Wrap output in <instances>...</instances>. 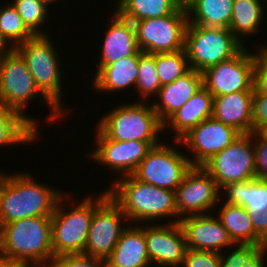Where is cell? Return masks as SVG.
Segmentation results:
<instances>
[{
    "instance_id": "obj_1",
    "label": "cell",
    "mask_w": 267,
    "mask_h": 267,
    "mask_svg": "<svg viewBox=\"0 0 267 267\" xmlns=\"http://www.w3.org/2000/svg\"><path fill=\"white\" fill-rule=\"evenodd\" d=\"M23 173L0 172V226L24 218L52 216L64 194L36 182L30 172Z\"/></svg>"
},
{
    "instance_id": "obj_2",
    "label": "cell",
    "mask_w": 267,
    "mask_h": 267,
    "mask_svg": "<svg viewBox=\"0 0 267 267\" xmlns=\"http://www.w3.org/2000/svg\"><path fill=\"white\" fill-rule=\"evenodd\" d=\"M116 179L108 188V193L121 207L130 224H150L153 220L156 223V220H166V217L173 219L167 223H179L174 191L142 182L133 175Z\"/></svg>"
},
{
    "instance_id": "obj_3",
    "label": "cell",
    "mask_w": 267,
    "mask_h": 267,
    "mask_svg": "<svg viewBox=\"0 0 267 267\" xmlns=\"http://www.w3.org/2000/svg\"><path fill=\"white\" fill-rule=\"evenodd\" d=\"M0 255L25 267H46L54 256L51 216L30 217L0 226Z\"/></svg>"
},
{
    "instance_id": "obj_4",
    "label": "cell",
    "mask_w": 267,
    "mask_h": 267,
    "mask_svg": "<svg viewBox=\"0 0 267 267\" xmlns=\"http://www.w3.org/2000/svg\"><path fill=\"white\" fill-rule=\"evenodd\" d=\"M107 191V192H106ZM61 196L51 216V237L53 255L83 254L88 238L93 211L109 196L108 190L96 197H88L66 208L64 202L70 194ZM66 195V196H65ZM64 203V204H63ZM64 205V206H63ZM74 206V207H73Z\"/></svg>"
},
{
    "instance_id": "obj_5",
    "label": "cell",
    "mask_w": 267,
    "mask_h": 267,
    "mask_svg": "<svg viewBox=\"0 0 267 267\" xmlns=\"http://www.w3.org/2000/svg\"><path fill=\"white\" fill-rule=\"evenodd\" d=\"M40 97V105L49 106L51 112L46 122L63 119L61 113L37 88L34 79L21 54L12 48L10 51L0 55V99L7 106L17 110L26 116L37 128L38 119L28 116L25 111L29 100ZM62 117V118H61ZM36 119V120H34ZM52 120V121H51Z\"/></svg>"
},
{
    "instance_id": "obj_6",
    "label": "cell",
    "mask_w": 267,
    "mask_h": 267,
    "mask_svg": "<svg viewBox=\"0 0 267 267\" xmlns=\"http://www.w3.org/2000/svg\"><path fill=\"white\" fill-rule=\"evenodd\" d=\"M51 39L49 35H35L17 45L15 49L25 60L40 92L65 115L68 109H64V101L62 103L64 80L60 69L65 64H61L60 54L57 53L58 50L55 49L56 46Z\"/></svg>"
},
{
    "instance_id": "obj_7",
    "label": "cell",
    "mask_w": 267,
    "mask_h": 267,
    "mask_svg": "<svg viewBox=\"0 0 267 267\" xmlns=\"http://www.w3.org/2000/svg\"><path fill=\"white\" fill-rule=\"evenodd\" d=\"M136 102L116 105L98 120L97 128L107 138L114 140L160 142L159 134L164 133L163 124L152 103Z\"/></svg>"
},
{
    "instance_id": "obj_8",
    "label": "cell",
    "mask_w": 267,
    "mask_h": 267,
    "mask_svg": "<svg viewBox=\"0 0 267 267\" xmlns=\"http://www.w3.org/2000/svg\"><path fill=\"white\" fill-rule=\"evenodd\" d=\"M243 47L229 28L187 25L184 49L190 68L198 72L232 58Z\"/></svg>"
},
{
    "instance_id": "obj_9",
    "label": "cell",
    "mask_w": 267,
    "mask_h": 267,
    "mask_svg": "<svg viewBox=\"0 0 267 267\" xmlns=\"http://www.w3.org/2000/svg\"><path fill=\"white\" fill-rule=\"evenodd\" d=\"M202 167L215 180L219 190L227 184L257 178L253 133L239 135Z\"/></svg>"
},
{
    "instance_id": "obj_10",
    "label": "cell",
    "mask_w": 267,
    "mask_h": 267,
    "mask_svg": "<svg viewBox=\"0 0 267 267\" xmlns=\"http://www.w3.org/2000/svg\"><path fill=\"white\" fill-rule=\"evenodd\" d=\"M163 143L152 147L132 175L142 182L175 191L192 165L186 153Z\"/></svg>"
},
{
    "instance_id": "obj_11",
    "label": "cell",
    "mask_w": 267,
    "mask_h": 267,
    "mask_svg": "<svg viewBox=\"0 0 267 267\" xmlns=\"http://www.w3.org/2000/svg\"><path fill=\"white\" fill-rule=\"evenodd\" d=\"M187 25V11L181 9L164 17L136 21L138 48L150 54L184 50Z\"/></svg>"
},
{
    "instance_id": "obj_12",
    "label": "cell",
    "mask_w": 267,
    "mask_h": 267,
    "mask_svg": "<svg viewBox=\"0 0 267 267\" xmlns=\"http://www.w3.org/2000/svg\"><path fill=\"white\" fill-rule=\"evenodd\" d=\"M246 47L232 58L202 72L203 86L213 96L253 92L254 52Z\"/></svg>"
},
{
    "instance_id": "obj_13",
    "label": "cell",
    "mask_w": 267,
    "mask_h": 267,
    "mask_svg": "<svg viewBox=\"0 0 267 267\" xmlns=\"http://www.w3.org/2000/svg\"><path fill=\"white\" fill-rule=\"evenodd\" d=\"M174 192L179 222L182 218L208 214L218 208L220 190L202 166H192Z\"/></svg>"
},
{
    "instance_id": "obj_14",
    "label": "cell",
    "mask_w": 267,
    "mask_h": 267,
    "mask_svg": "<svg viewBox=\"0 0 267 267\" xmlns=\"http://www.w3.org/2000/svg\"><path fill=\"white\" fill-rule=\"evenodd\" d=\"M124 218V219H123ZM121 207L108 196L94 211L83 254L107 259L128 227ZM124 222V223H123Z\"/></svg>"
},
{
    "instance_id": "obj_15",
    "label": "cell",
    "mask_w": 267,
    "mask_h": 267,
    "mask_svg": "<svg viewBox=\"0 0 267 267\" xmlns=\"http://www.w3.org/2000/svg\"><path fill=\"white\" fill-rule=\"evenodd\" d=\"M97 147L89 153L93 162L107 166L119 177L132 175L137 166L152 149L161 142H145L138 140L119 141L107 138L97 127L95 128Z\"/></svg>"
},
{
    "instance_id": "obj_16",
    "label": "cell",
    "mask_w": 267,
    "mask_h": 267,
    "mask_svg": "<svg viewBox=\"0 0 267 267\" xmlns=\"http://www.w3.org/2000/svg\"><path fill=\"white\" fill-rule=\"evenodd\" d=\"M239 135L233 127L223 124L214 117L207 118L190 129L179 140L172 141L181 146L185 144L194 156H188L192 166H202L211 157L229 146Z\"/></svg>"
},
{
    "instance_id": "obj_17",
    "label": "cell",
    "mask_w": 267,
    "mask_h": 267,
    "mask_svg": "<svg viewBox=\"0 0 267 267\" xmlns=\"http://www.w3.org/2000/svg\"><path fill=\"white\" fill-rule=\"evenodd\" d=\"M163 224L145 223V240L150 262L157 267H181L187 250L184 231L180 223Z\"/></svg>"
},
{
    "instance_id": "obj_18",
    "label": "cell",
    "mask_w": 267,
    "mask_h": 267,
    "mask_svg": "<svg viewBox=\"0 0 267 267\" xmlns=\"http://www.w3.org/2000/svg\"><path fill=\"white\" fill-rule=\"evenodd\" d=\"M208 214L188 216L180 220L187 248L199 251H211L221 254L225 247L233 246L227 229L217 216ZM230 246V247H229Z\"/></svg>"
},
{
    "instance_id": "obj_19",
    "label": "cell",
    "mask_w": 267,
    "mask_h": 267,
    "mask_svg": "<svg viewBox=\"0 0 267 267\" xmlns=\"http://www.w3.org/2000/svg\"><path fill=\"white\" fill-rule=\"evenodd\" d=\"M103 39V46L98 62L97 73L103 66L122 58L135 55L138 51L134 23L123 18L116 10L109 22Z\"/></svg>"
},
{
    "instance_id": "obj_20",
    "label": "cell",
    "mask_w": 267,
    "mask_h": 267,
    "mask_svg": "<svg viewBox=\"0 0 267 267\" xmlns=\"http://www.w3.org/2000/svg\"><path fill=\"white\" fill-rule=\"evenodd\" d=\"M202 86V73L192 68L172 83L162 85L156 95L159 100L152 102L160 122L164 124Z\"/></svg>"
},
{
    "instance_id": "obj_21",
    "label": "cell",
    "mask_w": 267,
    "mask_h": 267,
    "mask_svg": "<svg viewBox=\"0 0 267 267\" xmlns=\"http://www.w3.org/2000/svg\"><path fill=\"white\" fill-rule=\"evenodd\" d=\"M144 225L145 223L136 226L128 225L111 255L106 259V267H151Z\"/></svg>"
},
{
    "instance_id": "obj_22",
    "label": "cell",
    "mask_w": 267,
    "mask_h": 267,
    "mask_svg": "<svg viewBox=\"0 0 267 267\" xmlns=\"http://www.w3.org/2000/svg\"><path fill=\"white\" fill-rule=\"evenodd\" d=\"M252 97L253 92H235L214 96L212 117L233 127L240 134L252 133Z\"/></svg>"
},
{
    "instance_id": "obj_23",
    "label": "cell",
    "mask_w": 267,
    "mask_h": 267,
    "mask_svg": "<svg viewBox=\"0 0 267 267\" xmlns=\"http://www.w3.org/2000/svg\"><path fill=\"white\" fill-rule=\"evenodd\" d=\"M214 96L202 86L164 124L163 129H172L174 140H179L190 129L212 117Z\"/></svg>"
},
{
    "instance_id": "obj_24",
    "label": "cell",
    "mask_w": 267,
    "mask_h": 267,
    "mask_svg": "<svg viewBox=\"0 0 267 267\" xmlns=\"http://www.w3.org/2000/svg\"><path fill=\"white\" fill-rule=\"evenodd\" d=\"M139 73V51L132 56L117 60L103 66L94 74L92 88L99 92L125 91L130 87L135 88Z\"/></svg>"
},
{
    "instance_id": "obj_25",
    "label": "cell",
    "mask_w": 267,
    "mask_h": 267,
    "mask_svg": "<svg viewBox=\"0 0 267 267\" xmlns=\"http://www.w3.org/2000/svg\"><path fill=\"white\" fill-rule=\"evenodd\" d=\"M219 193L223 195L221 201L243 206L249 214H260L267 209V180L252 178L227 184Z\"/></svg>"
},
{
    "instance_id": "obj_26",
    "label": "cell",
    "mask_w": 267,
    "mask_h": 267,
    "mask_svg": "<svg viewBox=\"0 0 267 267\" xmlns=\"http://www.w3.org/2000/svg\"><path fill=\"white\" fill-rule=\"evenodd\" d=\"M38 130L26 116L0 99V147L34 143Z\"/></svg>"
},
{
    "instance_id": "obj_27",
    "label": "cell",
    "mask_w": 267,
    "mask_h": 267,
    "mask_svg": "<svg viewBox=\"0 0 267 267\" xmlns=\"http://www.w3.org/2000/svg\"><path fill=\"white\" fill-rule=\"evenodd\" d=\"M222 204L220 211H216L221 224L227 229L233 243L239 244H266L254 231L249 212L240 205H233L219 199Z\"/></svg>"
},
{
    "instance_id": "obj_28",
    "label": "cell",
    "mask_w": 267,
    "mask_h": 267,
    "mask_svg": "<svg viewBox=\"0 0 267 267\" xmlns=\"http://www.w3.org/2000/svg\"><path fill=\"white\" fill-rule=\"evenodd\" d=\"M264 10L265 6L262 0H234L229 30L243 46L246 45L244 43L245 36L252 37L250 35L254 34L255 36L261 31L266 13Z\"/></svg>"
},
{
    "instance_id": "obj_29",
    "label": "cell",
    "mask_w": 267,
    "mask_h": 267,
    "mask_svg": "<svg viewBox=\"0 0 267 267\" xmlns=\"http://www.w3.org/2000/svg\"><path fill=\"white\" fill-rule=\"evenodd\" d=\"M233 2L234 0H194L187 10L188 23L213 28H229Z\"/></svg>"
},
{
    "instance_id": "obj_30",
    "label": "cell",
    "mask_w": 267,
    "mask_h": 267,
    "mask_svg": "<svg viewBox=\"0 0 267 267\" xmlns=\"http://www.w3.org/2000/svg\"><path fill=\"white\" fill-rule=\"evenodd\" d=\"M115 10L131 22L173 14L177 7L171 0H117Z\"/></svg>"
},
{
    "instance_id": "obj_31",
    "label": "cell",
    "mask_w": 267,
    "mask_h": 267,
    "mask_svg": "<svg viewBox=\"0 0 267 267\" xmlns=\"http://www.w3.org/2000/svg\"><path fill=\"white\" fill-rule=\"evenodd\" d=\"M7 3L0 6V33L9 46L15 48L35 35L26 27L12 2Z\"/></svg>"
},
{
    "instance_id": "obj_32",
    "label": "cell",
    "mask_w": 267,
    "mask_h": 267,
    "mask_svg": "<svg viewBox=\"0 0 267 267\" xmlns=\"http://www.w3.org/2000/svg\"><path fill=\"white\" fill-rule=\"evenodd\" d=\"M162 87L156 70L155 54L145 53L139 50V73L136 80L135 92H139L140 100L146 102L153 95L158 94ZM155 95V96H154ZM143 99V100H142Z\"/></svg>"
},
{
    "instance_id": "obj_33",
    "label": "cell",
    "mask_w": 267,
    "mask_h": 267,
    "mask_svg": "<svg viewBox=\"0 0 267 267\" xmlns=\"http://www.w3.org/2000/svg\"><path fill=\"white\" fill-rule=\"evenodd\" d=\"M155 63L161 85L172 83L191 69L185 49L156 53Z\"/></svg>"
},
{
    "instance_id": "obj_34",
    "label": "cell",
    "mask_w": 267,
    "mask_h": 267,
    "mask_svg": "<svg viewBox=\"0 0 267 267\" xmlns=\"http://www.w3.org/2000/svg\"><path fill=\"white\" fill-rule=\"evenodd\" d=\"M13 6L23 19L26 27L34 35H48L41 26L46 22L50 15L49 7L39 0H13Z\"/></svg>"
},
{
    "instance_id": "obj_35",
    "label": "cell",
    "mask_w": 267,
    "mask_h": 267,
    "mask_svg": "<svg viewBox=\"0 0 267 267\" xmlns=\"http://www.w3.org/2000/svg\"><path fill=\"white\" fill-rule=\"evenodd\" d=\"M46 267H106V260L85 254L53 256Z\"/></svg>"
},
{
    "instance_id": "obj_36",
    "label": "cell",
    "mask_w": 267,
    "mask_h": 267,
    "mask_svg": "<svg viewBox=\"0 0 267 267\" xmlns=\"http://www.w3.org/2000/svg\"><path fill=\"white\" fill-rule=\"evenodd\" d=\"M267 244H233L228 252L221 253V260L226 265L245 266ZM236 246V247H235ZM233 247V248H232Z\"/></svg>"
},
{
    "instance_id": "obj_37",
    "label": "cell",
    "mask_w": 267,
    "mask_h": 267,
    "mask_svg": "<svg viewBox=\"0 0 267 267\" xmlns=\"http://www.w3.org/2000/svg\"><path fill=\"white\" fill-rule=\"evenodd\" d=\"M254 52L253 94H267V45Z\"/></svg>"
},
{
    "instance_id": "obj_38",
    "label": "cell",
    "mask_w": 267,
    "mask_h": 267,
    "mask_svg": "<svg viewBox=\"0 0 267 267\" xmlns=\"http://www.w3.org/2000/svg\"><path fill=\"white\" fill-rule=\"evenodd\" d=\"M221 255L187 248L181 267H220Z\"/></svg>"
},
{
    "instance_id": "obj_39",
    "label": "cell",
    "mask_w": 267,
    "mask_h": 267,
    "mask_svg": "<svg viewBox=\"0 0 267 267\" xmlns=\"http://www.w3.org/2000/svg\"><path fill=\"white\" fill-rule=\"evenodd\" d=\"M252 133L267 126V94H253L251 102Z\"/></svg>"
},
{
    "instance_id": "obj_40",
    "label": "cell",
    "mask_w": 267,
    "mask_h": 267,
    "mask_svg": "<svg viewBox=\"0 0 267 267\" xmlns=\"http://www.w3.org/2000/svg\"><path fill=\"white\" fill-rule=\"evenodd\" d=\"M256 176L258 179L267 180V139L260 133H253Z\"/></svg>"
},
{
    "instance_id": "obj_41",
    "label": "cell",
    "mask_w": 267,
    "mask_h": 267,
    "mask_svg": "<svg viewBox=\"0 0 267 267\" xmlns=\"http://www.w3.org/2000/svg\"><path fill=\"white\" fill-rule=\"evenodd\" d=\"M255 233L267 244V209L258 214H250Z\"/></svg>"
},
{
    "instance_id": "obj_42",
    "label": "cell",
    "mask_w": 267,
    "mask_h": 267,
    "mask_svg": "<svg viewBox=\"0 0 267 267\" xmlns=\"http://www.w3.org/2000/svg\"><path fill=\"white\" fill-rule=\"evenodd\" d=\"M267 254V245L264 246L246 265L245 267H266L265 257Z\"/></svg>"
},
{
    "instance_id": "obj_43",
    "label": "cell",
    "mask_w": 267,
    "mask_h": 267,
    "mask_svg": "<svg viewBox=\"0 0 267 267\" xmlns=\"http://www.w3.org/2000/svg\"><path fill=\"white\" fill-rule=\"evenodd\" d=\"M0 267H25L19 261L13 260L11 258H6L0 255Z\"/></svg>"
},
{
    "instance_id": "obj_44",
    "label": "cell",
    "mask_w": 267,
    "mask_h": 267,
    "mask_svg": "<svg viewBox=\"0 0 267 267\" xmlns=\"http://www.w3.org/2000/svg\"><path fill=\"white\" fill-rule=\"evenodd\" d=\"M171 2L177 9L187 11L192 6L194 0H171Z\"/></svg>"
},
{
    "instance_id": "obj_45",
    "label": "cell",
    "mask_w": 267,
    "mask_h": 267,
    "mask_svg": "<svg viewBox=\"0 0 267 267\" xmlns=\"http://www.w3.org/2000/svg\"><path fill=\"white\" fill-rule=\"evenodd\" d=\"M9 44L5 41V39L2 37L0 33V55H2L5 52H8L12 49L11 46H8Z\"/></svg>"
},
{
    "instance_id": "obj_46",
    "label": "cell",
    "mask_w": 267,
    "mask_h": 267,
    "mask_svg": "<svg viewBox=\"0 0 267 267\" xmlns=\"http://www.w3.org/2000/svg\"><path fill=\"white\" fill-rule=\"evenodd\" d=\"M40 2L44 3L47 7L49 5H57V2L59 3L60 0H39Z\"/></svg>"
},
{
    "instance_id": "obj_47",
    "label": "cell",
    "mask_w": 267,
    "mask_h": 267,
    "mask_svg": "<svg viewBox=\"0 0 267 267\" xmlns=\"http://www.w3.org/2000/svg\"><path fill=\"white\" fill-rule=\"evenodd\" d=\"M220 267H245V266L226 265V264L221 260Z\"/></svg>"
},
{
    "instance_id": "obj_48",
    "label": "cell",
    "mask_w": 267,
    "mask_h": 267,
    "mask_svg": "<svg viewBox=\"0 0 267 267\" xmlns=\"http://www.w3.org/2000/svg\"><path fill=\"white\" fill-rule=\"evenodd\" d=\"M267 139V126L259 131Z\"/></svg>"
}]
</instances>
